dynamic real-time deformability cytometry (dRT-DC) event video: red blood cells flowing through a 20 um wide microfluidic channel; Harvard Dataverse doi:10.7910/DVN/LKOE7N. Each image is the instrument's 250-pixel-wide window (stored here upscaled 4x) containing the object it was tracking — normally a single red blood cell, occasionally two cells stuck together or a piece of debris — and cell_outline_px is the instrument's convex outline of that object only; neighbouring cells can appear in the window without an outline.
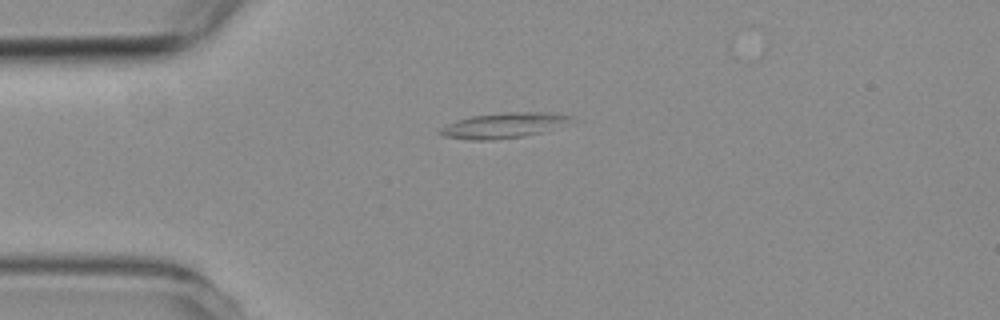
{"species": "common noctule bat (a hibernating species)", "species_latin": "Nyctalus noctula", "temperature_condition": "room temperature", "stored_images_in_passage": 3, "camera_frame_rate_fps": 3000, "um_per_image_px": 0.085, "animal": {"sex": "female", "body_mass_g": 19.3, "forearm_length_mm": 54.1}, "frame": {"image": 1, "passage_image": 1, "time_ms": 0.0, "image_size_px": [1000, 320], "cell_outline_px": [[576, 116], [568, 120], [540, 132], [524, 136], [488, 140], [468, 140], [444, 136], [436, 132], [440, 128], [456, 120], [472, 116], [508, 112], [552, 112]], "centroid_in_image_um": [42.7, 10.65], "position_along_channel_um": 42.3, "area_um2": 18.84}}
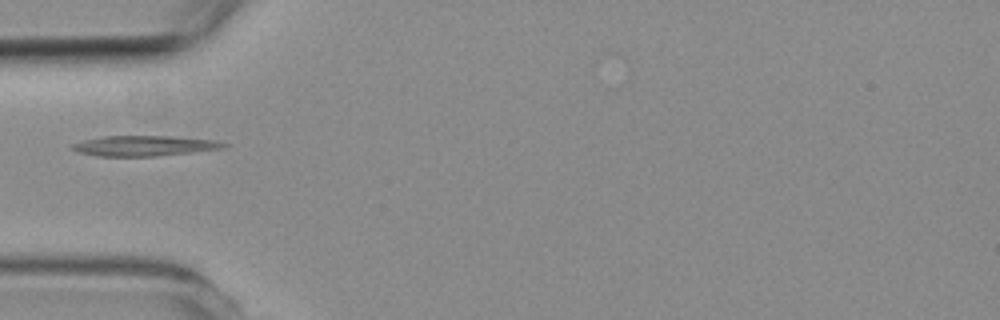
{"frame": {"image": 2, "passage_image": 2, "time_ms": 1.333, "image_size_px": [1000, 320], "cell_outline_px": [[232, 144], [224, 148], [192, 152], [156, 156], [96, 156], [80, 152], [68, 148], [72, 144], [84, 140], [104, 136], [172, 136], [216, 140]], "centroid_in_image_um": [12.3, 12.39], "position_along_channel_um": 72.7, "area_um2": 18.03}}